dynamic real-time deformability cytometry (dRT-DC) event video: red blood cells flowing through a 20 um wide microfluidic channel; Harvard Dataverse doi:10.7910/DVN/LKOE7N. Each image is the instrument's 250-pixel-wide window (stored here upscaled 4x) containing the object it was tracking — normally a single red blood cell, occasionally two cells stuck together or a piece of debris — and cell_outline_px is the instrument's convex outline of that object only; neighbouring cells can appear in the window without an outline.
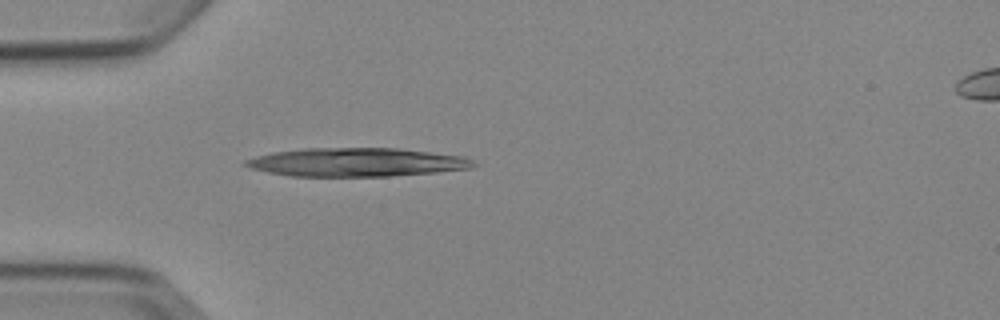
{"species": "Egyptian fruit bat (a non-hibernating species)", "species_latin": "Rousettus aegyptiacus", "temperature_condition": "cold", "stored_images_in_passage": 1, "camera_frame_rate_fps": 3000, "um_per_image_px": 0.085, "animal": {"sex": "female"}, "frame": {"image": 1, "passage_image": 1, "time_ms": 0.0, "image_size_px": [1000, 320], "cell_outline_px": [[480, 164], [472, 168], [436, 172], [388, 176], [292, 176], [268, 172], [252, 168], [244, 164], [244, 160], [256, 156], [272, 152], [304, 148], [400, 148], [464, 156], [476, 160]], "centroid_in_image_um": [30.38, 13.78], "position_along_channel_um": 54.6, "area_um2": 38.15}}